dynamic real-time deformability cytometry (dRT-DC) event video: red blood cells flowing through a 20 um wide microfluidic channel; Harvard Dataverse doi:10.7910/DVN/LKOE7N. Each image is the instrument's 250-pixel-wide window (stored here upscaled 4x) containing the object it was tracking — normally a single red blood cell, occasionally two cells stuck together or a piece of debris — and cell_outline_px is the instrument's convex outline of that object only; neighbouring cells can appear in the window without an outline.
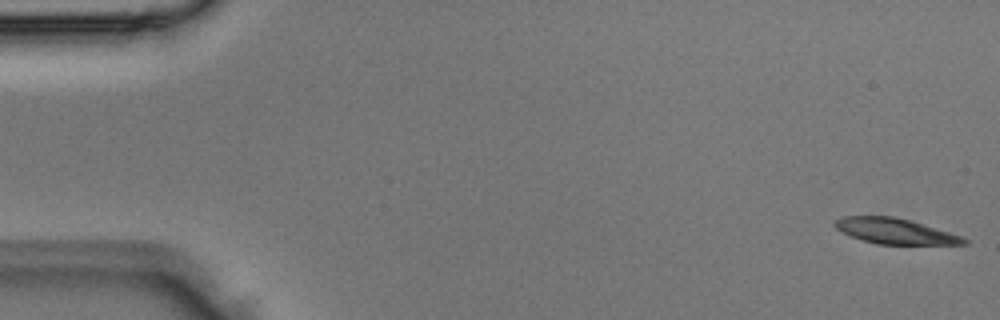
{"species": "Egyptian fruit bat (a non-hibernating species)", "species_latin": "Rousettus aegyptiacus", "temperature_condition": "room temperature", "stored_images_in_passage": 3, "camera_frame_rate_fps": 3000, "um_per_image_px": 0.085, "animal": {"sex": "male"}, "frame": {"image": 1, "passage_image": 1, "time_ms": 0.0, "image_size_px": [1000, 320], "cell_outline_px": [[968, 244], [876, 244], [840, 232], [832, 224], [836, 220], [844, 216], [892, 216], [908, 220], [948, 232], [960, 236], [968, 240]], "centroid_in_image_um": [76.02, 19.65], "position_along_channel_um": 9.0, "area_um2": 18.79}}
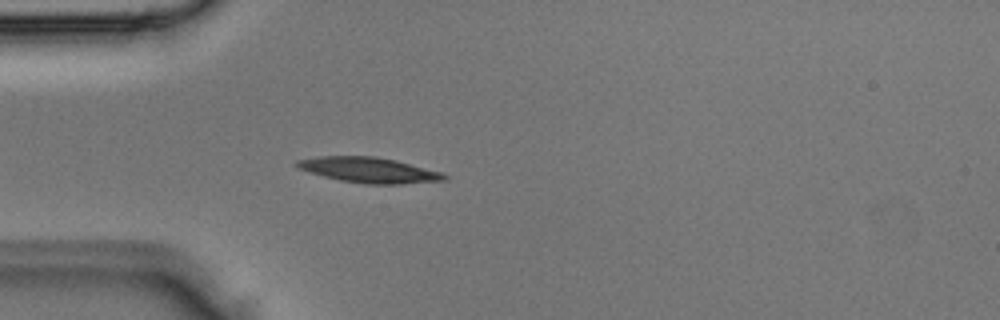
{"frame": {"image": 2, "passage_image": 3, "time_ms": 0.667, "image_size_px": [1000, 320], "cell_outline_px": [[448, 176], [444, 180], [400, 184], [364, 184], [340, 180], [324, 176], [300, 168], [292, 164], [296, 160], [320, 156], [376, 156], [396, 160], [444, 172]], "centroid_in_image_um": [31.39, 14.44], "position_along_channel_um": 53.6, "area_um2": 21.79}}